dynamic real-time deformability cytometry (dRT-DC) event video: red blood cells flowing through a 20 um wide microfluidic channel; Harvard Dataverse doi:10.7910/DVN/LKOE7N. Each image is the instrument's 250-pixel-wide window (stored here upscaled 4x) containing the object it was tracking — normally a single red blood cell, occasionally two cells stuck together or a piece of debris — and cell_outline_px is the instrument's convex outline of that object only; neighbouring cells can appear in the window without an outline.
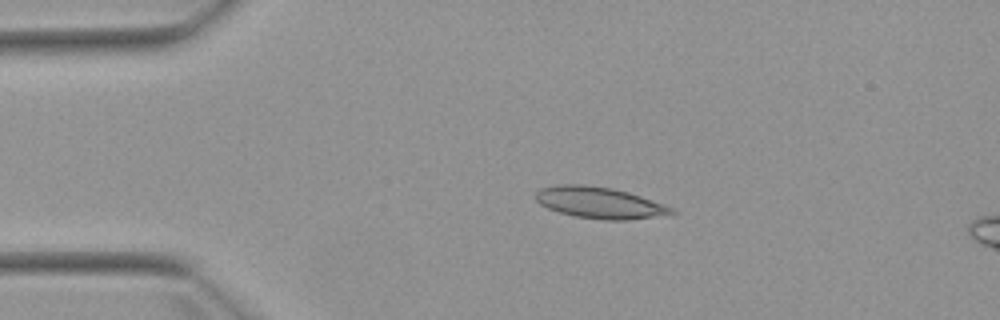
{"species": "Egyptian fruit bat (a non-hibernating species)", "species_latin": "Rousettus aegyptiacus", "temperature_condition": "warm", "stored_images_in_passage": 6, "camera_frame_rate_fps": 3000, "um_per_image_px": 0.085, "animal": {"sex": "female"}, "frame": {"image": 1, "passage_image": 4, "time_ms": 3.333, "image_size_px": [1000, 320], "cell_outline_px": [[676, 212], [672, 216], [628, 220], [604, 220], [576, 216], [560, 212], [548, 208], [540, 204], [536, 200], [536, 192], [540, 188], [556, 184], [584, 184], [612, 188], [628, 192], [664, 204], [672, 208]], "centroid_in_image_um": [51.02, 17.24], "position_along_channel_um": 34.0, "area_um2": 25.14}}